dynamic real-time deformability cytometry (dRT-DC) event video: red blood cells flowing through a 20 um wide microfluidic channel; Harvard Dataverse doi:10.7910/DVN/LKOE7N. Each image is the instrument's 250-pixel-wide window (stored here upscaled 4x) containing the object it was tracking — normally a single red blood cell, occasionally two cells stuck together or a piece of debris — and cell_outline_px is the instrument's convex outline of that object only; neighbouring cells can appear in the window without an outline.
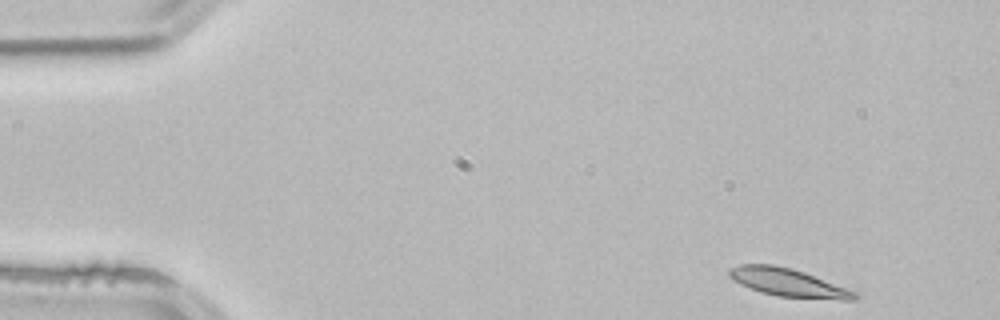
{"species": "common noctule bat (a hibernating species)", "species_latin": "Nyctalus noctula", "temperature_condition": "room temperature", "stored_images_in_passage": 49, "camera_frame_rate_fps": 3000, "um_per_image_px": 0.085, "animal": {"sex": "male", "body_mass_g": 21.5, "forearm_length_mm": 52.0}, "frame": {"image": 1, "passage_image": 1, "time_ms": 0.0, "image_size_px": [1000, 320], "cell_outline_px": [[860, 296], [856, 300], [840, 300], [776, 296], [760, 292], [740, 284], [728, 276], [728, 268], [740, 264], [772, 264], [792, 268], [804, 272], [856, 292]], "centroid_in_image_um": [66.97, 24.02], "position_along_channel_um": 18.0, "area_um2": 20.58}}
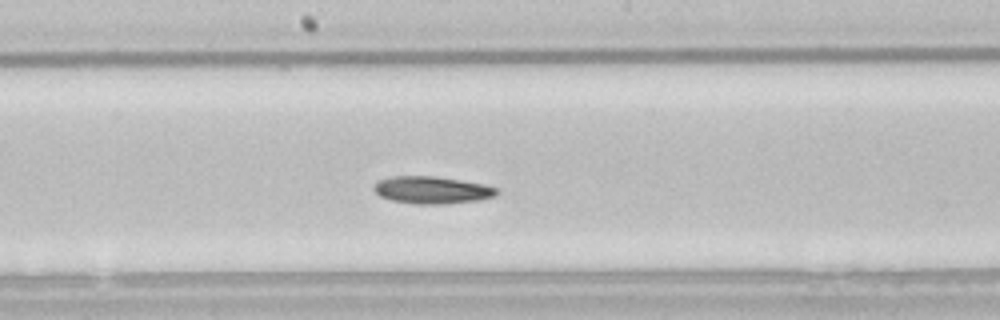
{"frame": {"image": 2, "passage_image": 24, "time_ms": 7.667, "image_size_px": [1000, 320], "cell_outline_px": [[500, 192], [496, 196], [476, 200], [444, 204], [416, 204], [392, 200], [380, 196], [372, 188], [380, 180], [392, 176], [436, 176], [484, 184], [496, 188]], "centroid_in_image_um": [36.73, 16.15], "position_along_channel_um": 211.5, "area_um2": 19.42}}
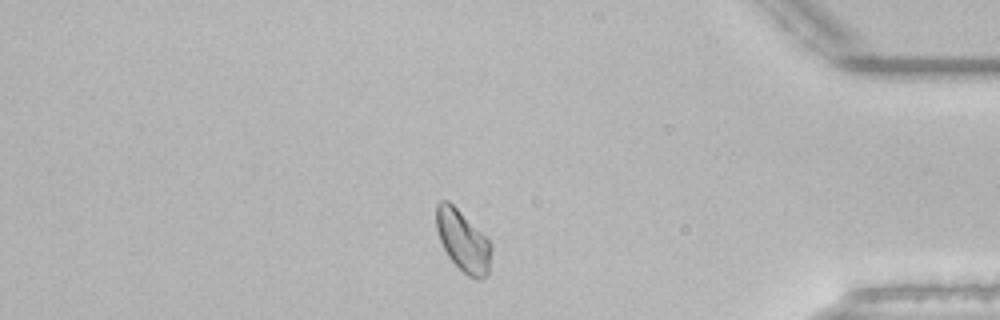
{"frame": {"image": 3, "passage_image": 41, "time_ms": 13.333, "image_size_px": [1000, 320], "cell_outline_px": [[492, 248], [488, 276], [476, 280], [468, 276], [448, 256], [440, 240], [436, 228], [436, 204], [440, 200], [448, 200], [492, 244]], "centroid_in_image_um": [39.35, 20.5], "position_along_channel_um": 395.9, "area_um2": 19.31}, "authors_computed_cell_mechanics": {"area_um2": 19.5364, "velocity_mm_per_s": 3.831, "shape_relaxation_time_tau1_ms": 6.5023, "shape_relaxation_time_tau2_ms": null, "deformation_change_tau1": 0.1292, "deformation_change_tau2": null}}